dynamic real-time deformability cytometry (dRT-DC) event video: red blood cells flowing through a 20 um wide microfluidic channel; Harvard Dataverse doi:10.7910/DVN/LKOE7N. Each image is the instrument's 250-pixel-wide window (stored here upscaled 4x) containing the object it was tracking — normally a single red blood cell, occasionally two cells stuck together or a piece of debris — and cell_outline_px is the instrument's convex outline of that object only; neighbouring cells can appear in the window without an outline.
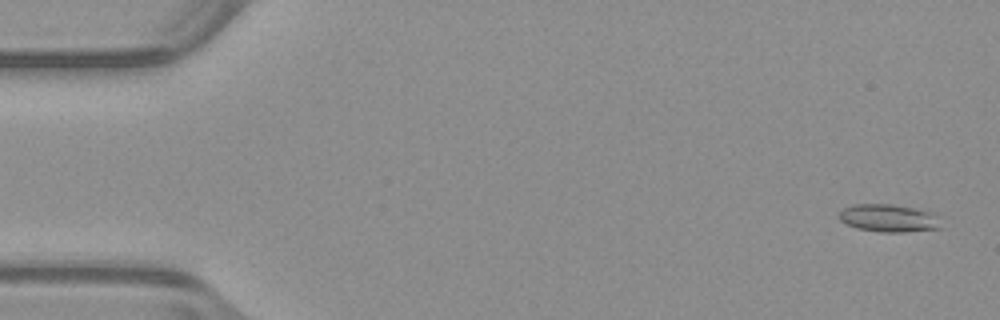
{"species": "common noctule bat (a hibernating species)", "species_latin": "Nyctalus noctula", "temperature_condition": "warm", "stored_images_in_passage": 52, "camera_frame_rate_fps": 3000, "um_per_image_px": 0.085, "animal": {"sex": "male", "body_mass_g": 23.1, "forearm_length_mm": 52.7}, "frame": {"image": 1, "passage_image": 2, "time_ms": 0.333, "image_size_px": [1000, 320], "cell_outline_px": [[940, 228], [904, 232], [880, 232], [856, 228], [840, 220], [840, 212], [844, 208], [852, 204], [892, 204], [932, 212], [936, 216]], "centroid_in_image_um": [75.5, 18.54], "position_along_channel_um": 9.5, "area_um2": 16.18}}
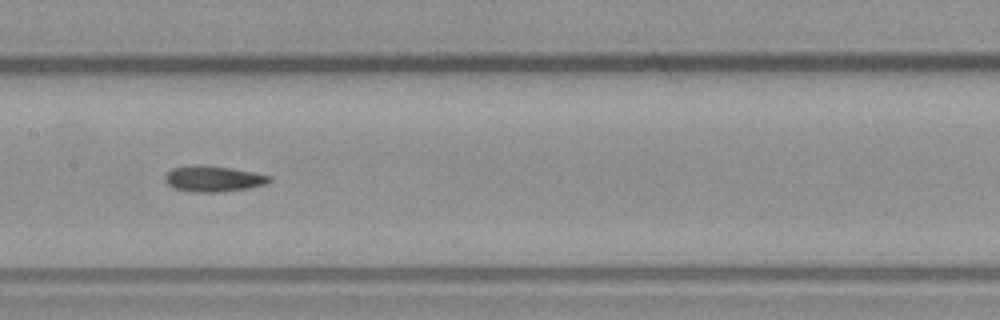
{"frame": {"image": 2, "passage_image": 26, "time_ms": 8.333, "image_size_px": [1000, 320], "cell_outline_px": [[272, 180], [268, 184], [248, 188], [220, 192], [192, 192], [176, 188], [168, 184], [164, 180], [164, 176], [172, 168], [192, 164], [196, 164], [232, 168], [272, 176]], "centroid_in_image_um": [18.14, 15.19], "position_along_channel_um": 189.3, "area_um2": 15.84}}
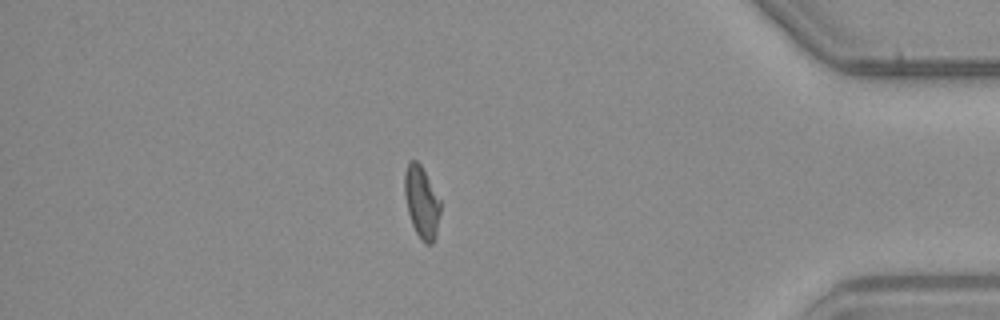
{"frame": {"image": 3, "passage_image": 45, "time_ms": 14.667, "image_size_px": [1000, 320], "cell_outline_px": [[440, 212], [436, 236], [432, 244], [424, 244], [420, 240], [412, 224], [408, 212], [404, 192], [404, 172], [408, 160], [416, 160], [420, 164], [440, 200]], "centroid_in_image_um": [35.82, 17.19], "position_along_channel_um": 399.4, "area_um2": 15.03}, "authors_computed_cell_mechanics": {"area_um2": 15.4904, "velocity_mm_per_s": 3.9633, "shape_relaxation_time_tau1_ms": null, "shape_relaxation_time_tau2_ms": 5.2228, "deformation_change_tau1": null, "deformation_change_tau2": 0.1085}}